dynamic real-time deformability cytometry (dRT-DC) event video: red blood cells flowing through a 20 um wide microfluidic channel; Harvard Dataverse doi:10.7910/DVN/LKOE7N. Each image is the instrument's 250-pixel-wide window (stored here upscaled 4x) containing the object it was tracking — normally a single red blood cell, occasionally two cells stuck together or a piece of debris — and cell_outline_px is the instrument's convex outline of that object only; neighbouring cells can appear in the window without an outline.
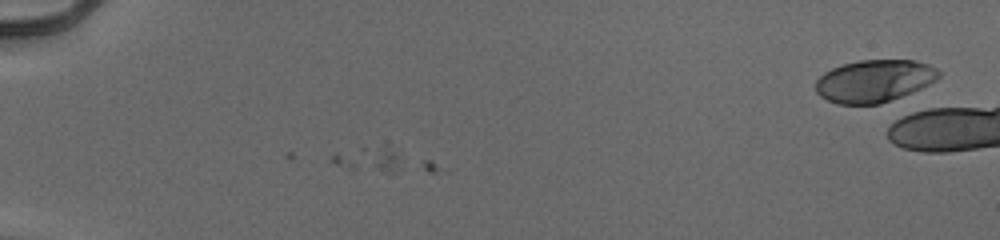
{"species": "human", "species_latin": "Homo sapiens", "temperature_condition": "cold", "stored_images_in_passage": 3, "camera_frame_rate_fps": 3000, "um_per_image_px": 0.085, "donor": {"sex": "male"}, "frame": {"image": 1, "passage_image": 3, "time_ms": 0.667, "image_size_px": [1000, 240], "cell_outline_px": [[940, 76], [936, 80], [920, 88], [880, 104], [836, 104], [820, 96], [816, 92], [816, 80], [824, 72], [832, 68], [844, 64], [860, 60], [912, 60], [928, 64], [936, 68], [940, 72]], "centroid_in_image_um": [74.29, 6.88], "position_along_channel_um": 10.7, "area_um2": 30.17}}